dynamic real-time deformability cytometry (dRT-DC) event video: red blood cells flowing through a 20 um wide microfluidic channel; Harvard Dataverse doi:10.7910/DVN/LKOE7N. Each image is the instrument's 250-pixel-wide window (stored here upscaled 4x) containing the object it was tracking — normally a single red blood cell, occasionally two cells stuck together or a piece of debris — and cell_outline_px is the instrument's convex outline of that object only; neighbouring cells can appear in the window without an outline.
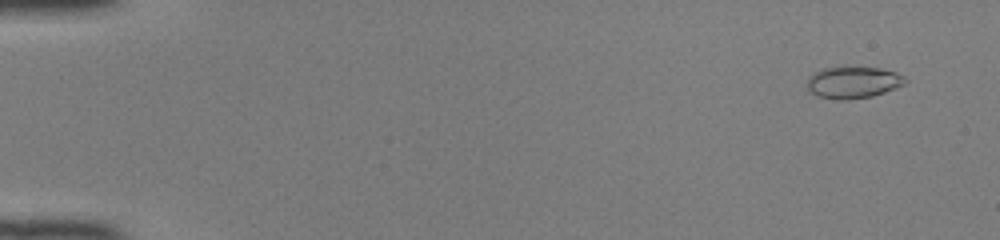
{"species": "common noctule bat (a hibernating species)", "species_latin": "Nyctalus noctula", "temperature_condition": "room temperature", "stored_images_in_passage": 50, "camera_frame_rate_fps": 3000, "um_per_image_px": 0.085, "animal": {"sex": "female", "body_mass_g": 22.0, "forearm_length_mm": 56.7}, "frame": {"image": 1, "passage_image": 4, "time_ms": 1.0, "image_size_px": [1000, 240], "cell_outline_px": [[908, 80], [904, 84], [896, 88], [872, 96], [848, 100], [836, 100], [816, 96], [808, 92], [808, 76], [824, 68], [880, 68], [896, 72], [904, 76]], "centroid_in_image_um": [72.51, 7.03], "position_along_channel_um": 12.5, "area_um2": 18.09}}
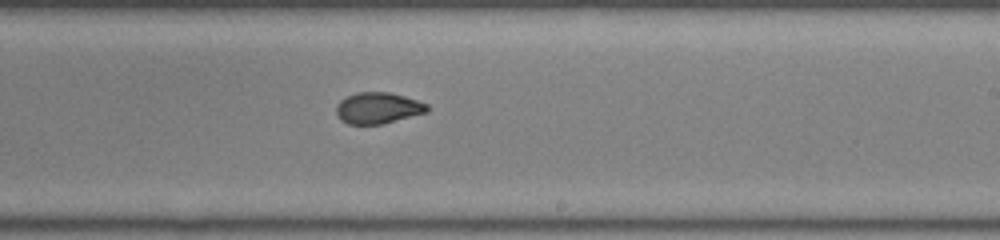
{"frame": {"image": 2, "passage_image": 32, "time_ms": 10.333, "image_size_px": [1000, 240], "cell_outline_px": [[428, 112], [384, 124], [348, 124], [340, 120], [336, 112], [336, 104], [340, 100], [356, 92], [388, 92], [404, 96], [428, 104]], "centroid_in_image_um": [32.12, 9.19], "position_along_channel_um": 256.9, "area_um2": 16.65}}
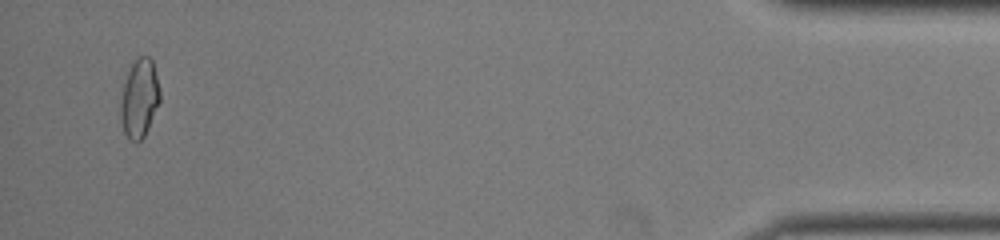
{"frame": {"image": 3, "passage_image": 49, "time_ms": 16.0, "image_size_px": [1000, 240], "cell_outline_px": [[160, 100], [148, 128], [144, 136], [140, 140], [128, 140], [124, 132], [120, 116], [120, 104], [124, 84], [128, 72], [132, 64], [140, 56], [148, 56], [152, 60], [160, 92]], "centroid_in_image_um": [11.84, 8.37], "position_along_channel_um": 423.4, "area_um2": 17.63}, "authors_computed_cell_mechanics": {"area_um2": 17.5423, "velocity_mm_per_s": 4.1707, "shape_relaxation_time_tau1_ms": null, "shape_relaxation_time_tau2_ms": 0.9322, "deformation_change_tau1": null, "deformation_change_tau2": 0.0512}}